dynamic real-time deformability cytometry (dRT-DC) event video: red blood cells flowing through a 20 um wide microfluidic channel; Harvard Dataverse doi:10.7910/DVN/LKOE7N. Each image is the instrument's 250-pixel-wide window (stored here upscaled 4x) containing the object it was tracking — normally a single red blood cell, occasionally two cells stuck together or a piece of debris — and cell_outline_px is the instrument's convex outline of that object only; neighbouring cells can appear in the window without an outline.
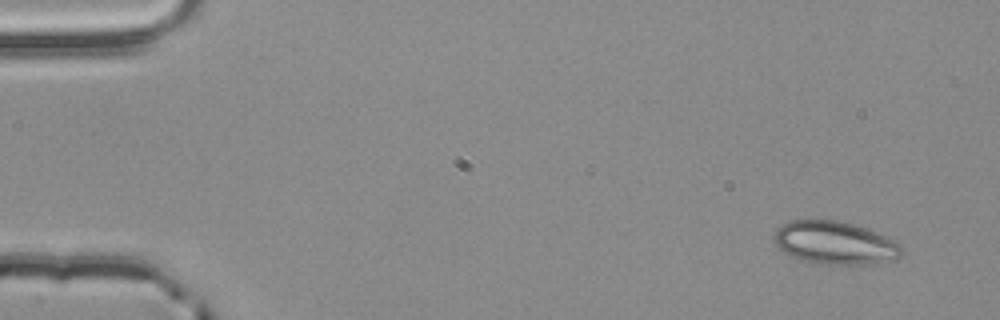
{"species": "common noctule bat (a hibernating species)", "species_latin": "Nyctalus noctula", "temperature_condition": "room temperature", "stored_images_in_passage": 5, "camera_frame_rate_fps": 3000, "um_per_image_px": 0.085, "animal": {"sex": "male", "body_mass_g": 20.4}, "frame": {"image": 1, "passage_image": 5, "time_ms": 1.333, "image_size_px": [1000, 320], "cell_outline_px": [[904, 248], [900, 256], [860, 264], [824, 264], [804, 260], [792, 256], [784, 252], [772, 240], [772, 236], [784, 224], [792, 220], [836, 220], [868, 228], [900, 244]], "centroid_in_image_um": [70.92, 20.62], "position_along_channel_um": 14.1, "area_um2": 31.15}}